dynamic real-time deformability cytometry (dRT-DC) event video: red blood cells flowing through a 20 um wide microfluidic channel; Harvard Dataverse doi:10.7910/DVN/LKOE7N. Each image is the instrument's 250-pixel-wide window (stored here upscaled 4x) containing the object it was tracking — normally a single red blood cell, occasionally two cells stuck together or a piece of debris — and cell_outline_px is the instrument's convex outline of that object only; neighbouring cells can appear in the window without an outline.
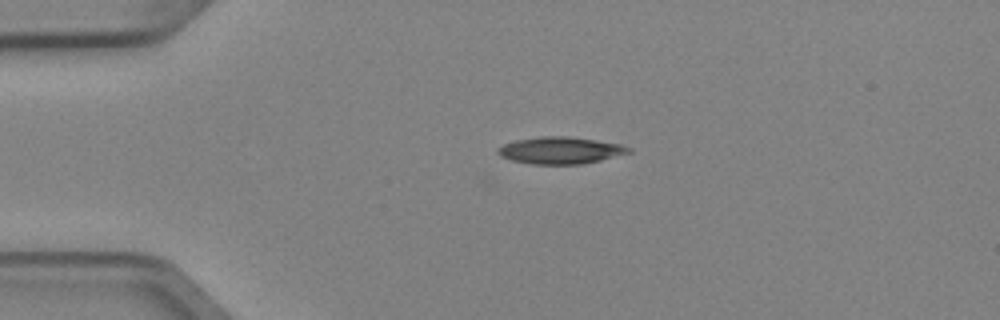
{"species": "Egyptian fruit bat (a non-hibernating species)", "species_latin": "Rousettus aegyptiacus", "temperature_condition": "cold", "stored_images_in_passage": 2, "camera_frame_rate_fps": 3000, "um_per_image_px": 0.085, "animal": {"sex": "female"}, "frame": {"image": 1, "passage_image": 1, "time_ms": 0.0, "image_size_px": [1000, 320], "cell_outline_px": [[632, 152], [584, 164], [532, 164], [512, 160], [500, 156], [496, 152], [496, 148], [504, 144], [516, 140], [540, 136], [568, 136], [596, 140], [620, 144], [632, 148]], "centroid_in_image_um": [47.62, 12.78], "position_along_channel_um": 37.4, "area_um2": 20.58}}